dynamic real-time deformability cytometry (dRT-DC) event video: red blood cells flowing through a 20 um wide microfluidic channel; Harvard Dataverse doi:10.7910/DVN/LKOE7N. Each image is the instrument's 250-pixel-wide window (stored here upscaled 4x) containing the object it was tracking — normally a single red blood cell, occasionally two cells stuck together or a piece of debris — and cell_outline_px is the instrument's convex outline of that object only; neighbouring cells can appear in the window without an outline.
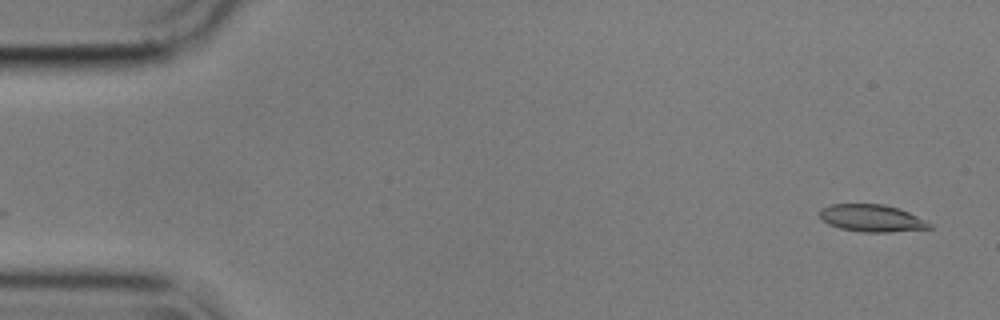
{"species": "common noctule bat (a hibernating species)", "species_latin": "Nyctalus noctula", "temperature_condition": "cold", "stored_images_in_passage": 55, "camera_frame_rate_fps": 3000, "um_per_image_px": 0.085, "animal": {"sex": "male", "body_mass_g": 17.9}, "frame": {"image": 1, "passage_image": 2, "time_ms": 0.333, "image_size_px": [1000, 320], "cell_outline_px": [[932, 228], [888, 232], [860, 232], [840, 228], [828, 224], [820, 216], [820, 208], [832, 204], [884, 204], [900, 208], [932, 224]], "centroid_in_image_um": [74.09, 18.54], "position_along_channel_um": 10.9, "area_um2": 17.34}}
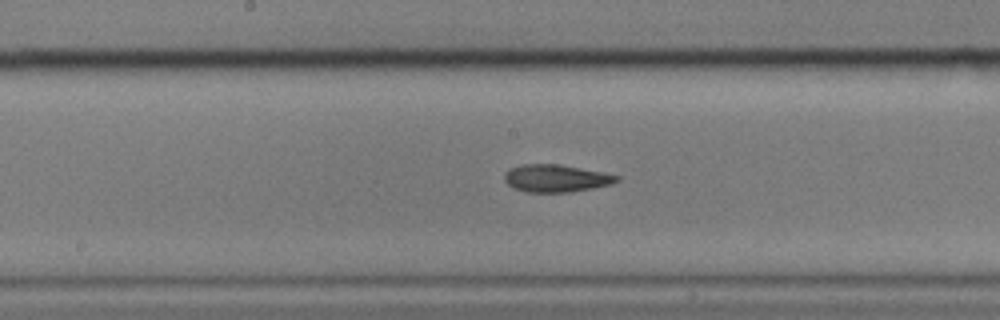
{"frame": {"image": 2, "passage_image": 28, "time_ms": 9.0, "image_size_px": [1000, 320], "cell_outline_px": [[620, 180], [612, 184], [592, 188], [568, 192], [528, 192], [512, 188], [504, 180], [504, 172], [508, 168], [520, 164], [560, 164], [620, 176]], "centroid_in_image_um": [47.21, 15.15], "position_along_channel_um": 201.0, "area_um2": 18.03}}
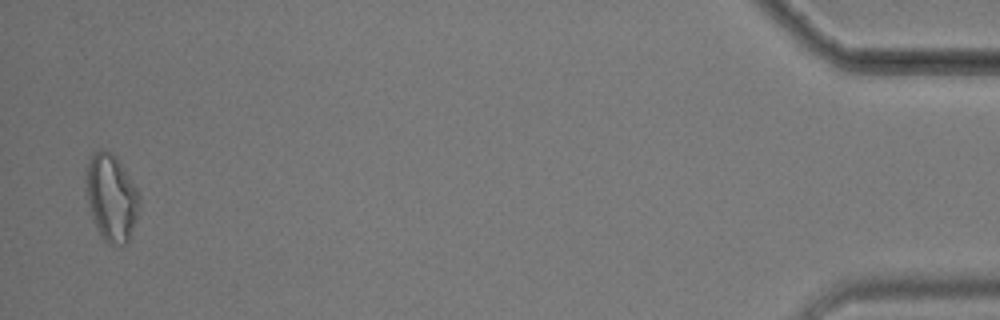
{"frame": {"image": 3, "passage_image": 54, "time_ms": 17.667, "image_size_px": [1000, 320], "cell_outline_px": [[140, 204], [128, 240], [124, 244], [108, 244], [100, 236], [92, 220], [84, 188], [88, 164], [92, 156], [100, 148], [108, 152], [120, 164], [136, 188], [140, 196]], "centroid_in_image_um": [9.43, 16.84], "position_along_channel_um": 425.8, "area_um2": 26.53}, "authors_computed_cell_mechanics": {"area_um2": 18.207, "velocity_mm_per_s": 3.5881, "shape_relaxation_time_tau1_ms": 6.3724, "shape_relaxation_time_tau2_ms": 3.8462, "deformation_change_tau1": 0.16, "deformation_change_tau2": 0.1324}}